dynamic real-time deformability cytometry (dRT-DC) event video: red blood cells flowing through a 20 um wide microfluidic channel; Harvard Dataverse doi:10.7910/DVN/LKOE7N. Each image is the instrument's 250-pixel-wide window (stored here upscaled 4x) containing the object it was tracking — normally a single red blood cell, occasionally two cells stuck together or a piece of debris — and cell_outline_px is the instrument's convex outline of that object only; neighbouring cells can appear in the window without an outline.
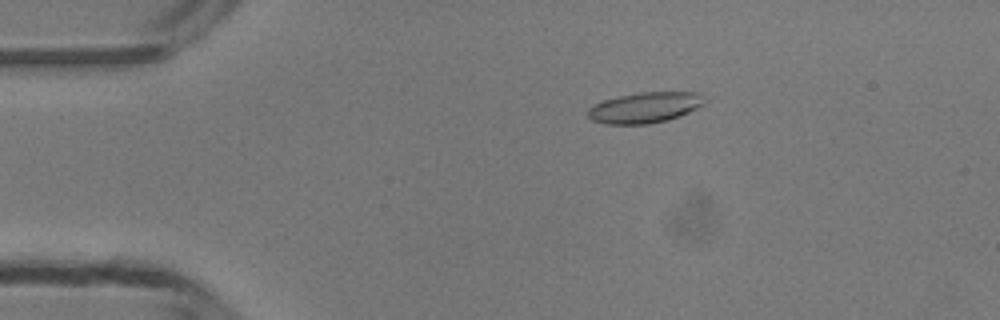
{"species": "common noctule bat (a hibernating species)", "species_latin": "Nyctalus noctula", "temperature_condition": "room temperature", "stored_images_in_passage": 49, "camera_frame_rate_fps": 3000, "um_per_image_px": 0.085, "animal": {"sex": "male", "body_mass_g": 13.3}, "frame": {"image": 1, "passage_image": 9, "time_ms": 2.667, "image_size_px": [1000, 320], "cell_outline_px": [[704, 104], [680, 116], [668, 120], [648, 124], [604, 124], [592, 120], [588, 116], [588, 108], [604, 100], [620, 96], [640, 92], [700, 92]], "centroid_in_image_um": [54.8, 9.15], "position_along_channel_um": 30.2, "area_um2": 20.69}}
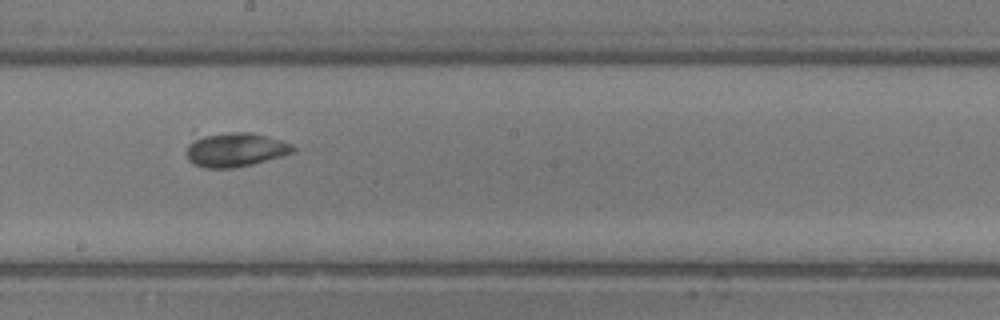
{"frame": {"image": 2, "passage_image": 27, "time_ms": 8.667, "image_size_px": [1000, 320], "cell_outline_px": [[296, 148], [292, 152], [280, 156], [252, 164], [232, 168], [204, 168], [192, 164], [188, 160], [188, 144], [192, 128], [252, 132], [280, 140], [292, 144]], "centroid_in_image_um": [19.79, 12.61], "position_along_channel_um": 228.4, "area_um2": 22.77}}
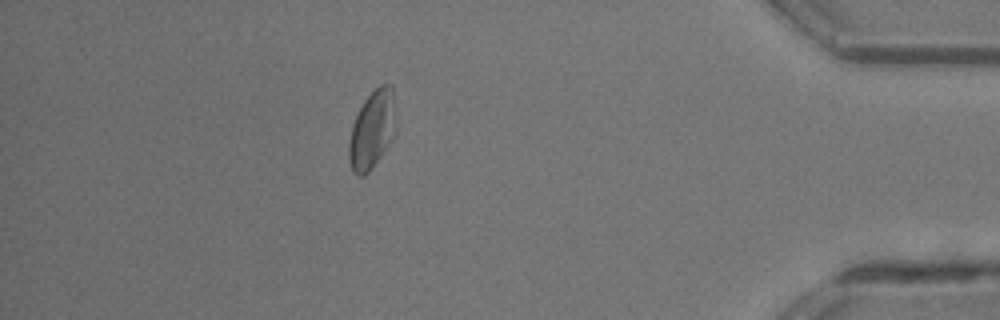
{"frame": {"image": 3, "passage_image": 43, "time_ms": 14.0, "image_size_px": [1000, 320], "cell_outline_px": [[396, 132], [380, 156], [368, 172], [364, 176], [356, 176], [352, 172], [348, 156], [348, 144], [352, 124], [364, 100], [380, 84], [392, 84], [396, 120]], "centroid_in_image_um": [31.63, 11.02], "position_along_channel_um": 403.6, "area_um2": 21.39}, "authors_computed_cell_mechanics": {"area_um2": 20.7502, "velocity_mm_per_s": 4.1991, "shape_relaxation_time_tau1_ms": 2.9275, "shape_relaxation_time_tau2_ms": null, "deformation_change_tau1": 0.1201, "deformation_change_tau2": null}}